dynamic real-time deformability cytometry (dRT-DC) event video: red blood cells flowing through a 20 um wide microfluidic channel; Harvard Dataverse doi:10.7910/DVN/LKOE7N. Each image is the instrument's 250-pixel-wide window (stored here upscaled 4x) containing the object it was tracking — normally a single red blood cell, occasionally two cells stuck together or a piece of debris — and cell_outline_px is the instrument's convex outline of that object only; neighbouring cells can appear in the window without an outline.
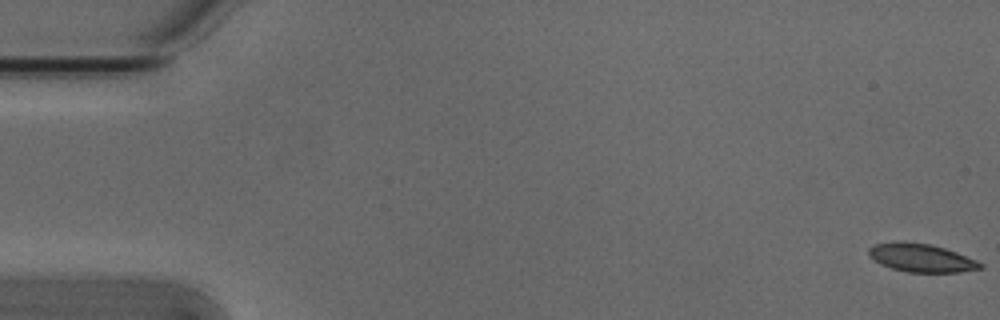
{"species": "Egyptian fruit bat (a non-hibernating species)", "species_latin": "Rousettus aegyptiacus", "temperature_condition": "cold", "stored_images_in_passage": 8, "camera_frame_rate_fps": 3000, "um_per_image_px": 0.085, "animal": {"sex": "male"}, "frame": {"image": 1, "passage_image": 1, "time_ms": 0.0, "image_size_px": [1000, 320], "cell_outline_px": [[984, 268], [960, 272], [908, 272], [892, 268], [880, 264], [868, 256], [868, 248], [876, 244], [896, 240], [904, 240], [928, 244], [944, 248], [956, 252], [976, 260], [984, 264]], "centroid_in_image_um": [78.28, 21.9], "position_along_channel_um": 6.7, "area_um2": 18.55}}
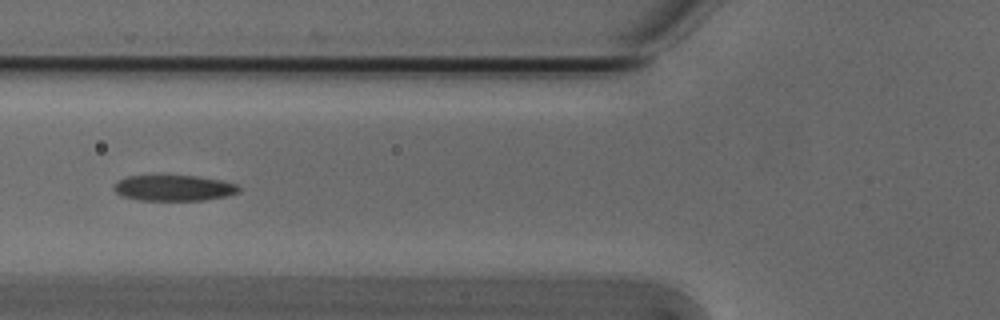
{"frame": {"image": 2, "passage_image": 6, "time_ms": 1.667, "image_size_px": [1000, 320], "cell_outline_px": [[240, 192], [228, 196], [204, 200], [140, 200], [124, 196], [116, 192], [112, 188], [116, 180], [128, 176], [196, 176], [220, 180], [236, 184], [240, 188]], "centroid_in_image_um": [14.78, 15.98], "position_along_channel_um": 111.0, "area_um2": 18.73}}
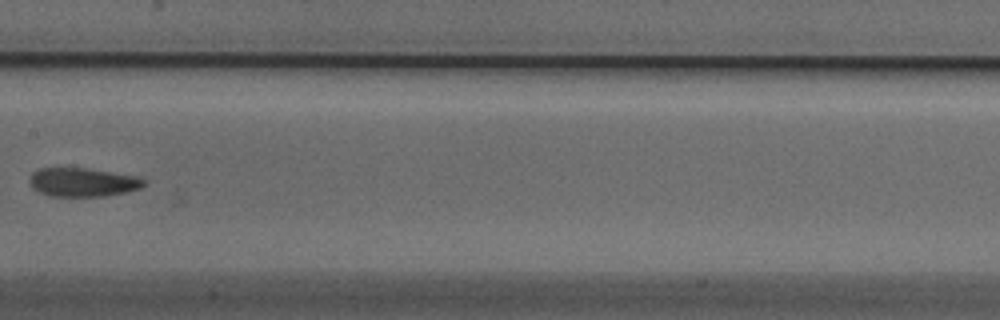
{"frame": {"image": 3, "passage_image": 8, "time_ms": 2.333, "image_size_px": [1000, 320], "cell_outline_px": [[148, 184], [140, 188], [124, 192], [104, 196], [48, 196], [32, 188], [32, 172], [40, 168], [88, 168], [136, 176], [148, 180]], "centroid_in_image_um": [7.09, 15.48], "position_along_channel_um": 200.3, "area_um2": 19.07}}